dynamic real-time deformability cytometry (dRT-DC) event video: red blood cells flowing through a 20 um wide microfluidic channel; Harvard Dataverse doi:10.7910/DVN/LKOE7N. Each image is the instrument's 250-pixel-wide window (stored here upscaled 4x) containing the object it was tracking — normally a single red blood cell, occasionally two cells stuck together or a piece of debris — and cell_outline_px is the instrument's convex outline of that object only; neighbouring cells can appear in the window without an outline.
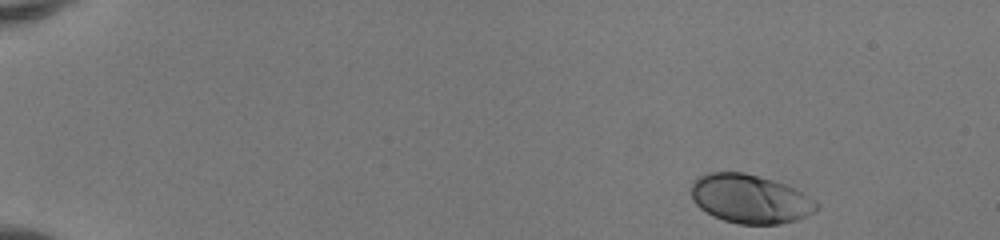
{"species": "human", "species_latin": "Homo sapiens", "temperature_condition": "room temperature", "stored_images_in_passage": 46, "camera_frame_rate_fps": 3000, "um_per_image_px": 0.085, "donor": {"sex": "female"}, "frame": {"image": 1, "passage_image": 1, "time_ms": 0.0, "image_size_px": [1000, 240], "cell_outline_px": [[820, 208], [816, 212], [808, 216], [796, 220], [780, 224], [740, 224], [724, 220], [712, 216], [700, 208], [692, 200], [692, 184], [700, 176], [712, 172], [744, 172], [772, 180], [796, 188], [816, 200], [820, 204]], "centroid_in_image_um": [63.82, 16.92], "position_along_channel_um": 21.2, "area_um2": 35.84}}
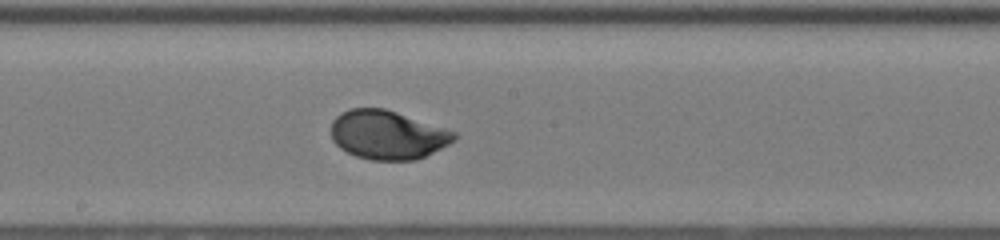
{"frame": {"image": 2, "passage_image": 25, "time_ms": 8.0, "image_size_px": [1000, 240], "cell_outline_px": [[456, 140], [416, 160], [372, 160], [356, 156], [340, 148], [332, 140], [332, 120], [340, 112], [348, 108], [384, 108], [456, 132]], "centroid_in_image_um": [32.9, 11.46], "position_along_channel_um": 215.3, "area_um2": 34.8}}
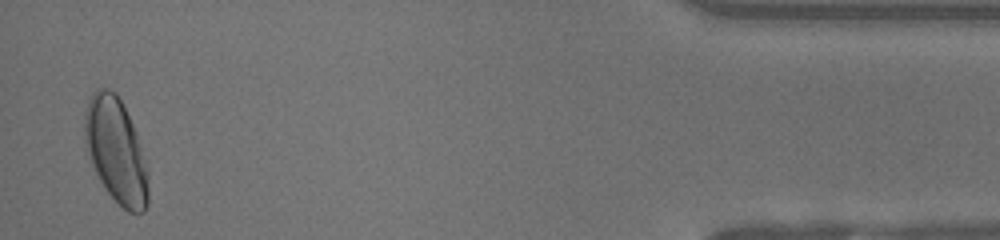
{"frame": {"image": 3, "passage_image": 45, "time_ms": 14.667, "image_size_px": [1000, 240], "cell_outline_px": [[148, 204], [144, 212], [128, 212], [104, 188], [88, 156], [84, 132], [84, 112], [88, 100], [92, 92], [96, 88], [108, 88], [116, 92], [132, 124], [148, 168]], "centroid_in_image_um": [9.85, 12.78], "position_along_channel_um": 425.4, "area_um2": 38.61}, "authors_computed_cell_mechanics": {"area_um2": 34.9112, "velocity_mm_per_s": 4.1358, "shape_relaxation_time_tau1_ms": 2.3667, "shape_relaxation_time_tau2_ms": null, "deformation_change_tau1": 0.1424, "deformation_change_tau2": null}}